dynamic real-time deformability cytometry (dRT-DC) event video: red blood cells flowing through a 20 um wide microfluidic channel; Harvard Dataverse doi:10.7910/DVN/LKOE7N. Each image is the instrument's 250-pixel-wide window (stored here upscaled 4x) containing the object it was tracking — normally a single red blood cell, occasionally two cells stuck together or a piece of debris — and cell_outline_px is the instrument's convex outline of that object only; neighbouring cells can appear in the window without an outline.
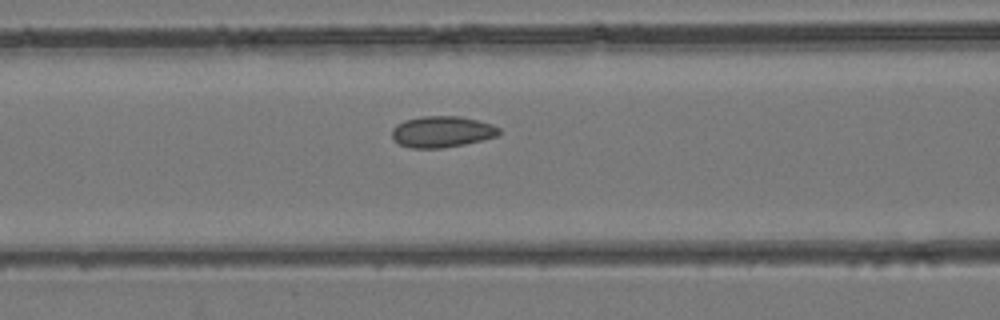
{"species": "common noctule bat (a hibernating species)", "species_latin": "Nyctalus noctula", "temperature_condition": "room temperature", "stored_images_in_passage": 45, "camera_frame_rate_fps": 3000, "um_per_image_px": 0.085, "animal": {"sex": "female", "body_mass_g": 24.6, "forearm_length_mm": 56.2}, "frame": {"image": 1, "passage_image": 19, "time_ms": 6.0, "image_size_px": [1000, 320], "cell_outline_px": [[500, 132], [496, 136], [464, 144], [440, 148], [412, 148], [400, 144], [392, 140], [392, 128], [396, 124], [404, 120], [420, 116], [460, 116], [492, 124], [500, 128]], "centroid_in_image_um": [37.52, 11.19], "position_along_channel_um": 129.1, "area_um2": 19.48}}
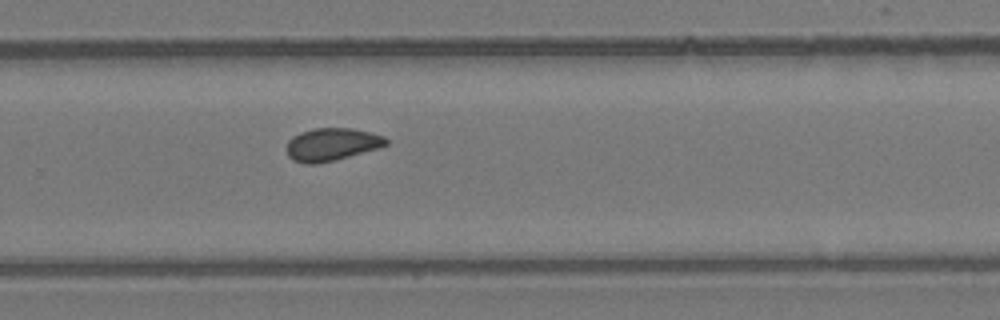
{"frame": {"image": 2, "passage_image": 30, "time_ms": 9.667, "image_size_px": [1000, 320], "cell_outline_px": [[388, 144], [380, 148], [336, 160], [316, 164], [304, 164], [292, 160], [288, 156], [288, 140], [292, 136], [300, 132], [312, 128], [352, 128], [384, 136], [388, 140]], "centroid_in_image_um": [28.2, 12.28], "position_along_channel_um": 301.6, "area_um2": 19.13}}
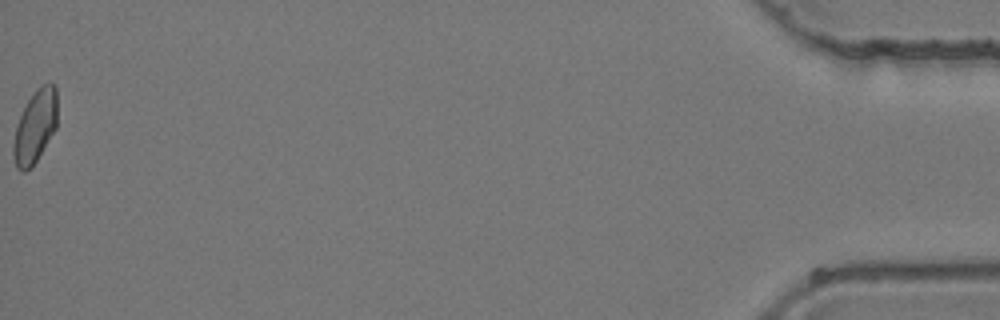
{"frame": {"image": 3, "passage_image": 45, "time_ms": 14.667, "image_size_px": [1000, 320], "cell_outline_px": [[56, 128], [32, 168], [24, 172], [20, 172], [16, 168], [12, 152], [12, 144], [16, 124], [28, 100], [36, 88], [40, 84], [56, 84]], "centroid_in_image_um": [2.96, 10.79], "position_along_channel_um": 432.2, "area_um2": 18.79}}